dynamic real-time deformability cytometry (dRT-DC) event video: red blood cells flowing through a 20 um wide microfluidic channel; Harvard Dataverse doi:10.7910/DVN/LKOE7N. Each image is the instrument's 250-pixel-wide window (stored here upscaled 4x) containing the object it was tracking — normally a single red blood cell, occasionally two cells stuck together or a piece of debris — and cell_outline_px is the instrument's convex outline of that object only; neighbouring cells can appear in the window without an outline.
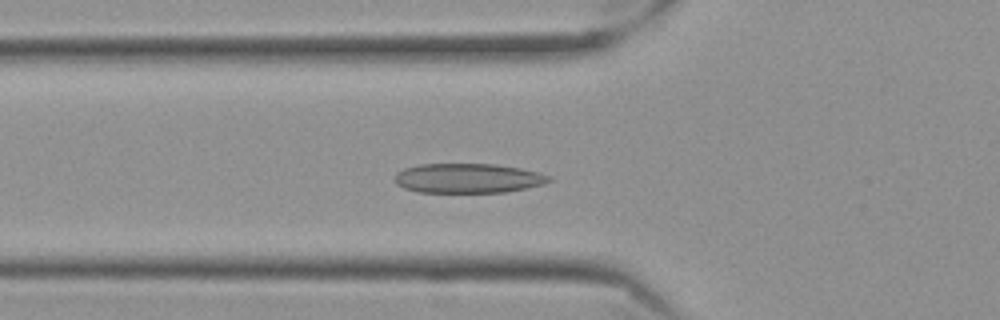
{"species": "Egyptian fruit bat (a non-hibernating species)", "species_latin": "Rousettus aegyptiacus", "temperature_condition": "cold", "stored_images_in_passage": 58, "camera_frame_rate_fps": 3000, "um_per_image_px": 0.085, "frame": {"image": 1, "passage_image": 21, "time_ms": 6.667, "image_size_px": [1000, 320], "cell_outline_px": [[552, 180], [544, 184], [504, 192], [416, 192], [404, 188], [396, 184], [392, 180], [396, 172], [404, 168], [420, 164], [496, 164], [520, 168], [540, 172], [548, 176]], "centroid_in_image_um": [39.72, 15.14], "position_along_channel_um": 86.1, "area_um2": 26.7}}
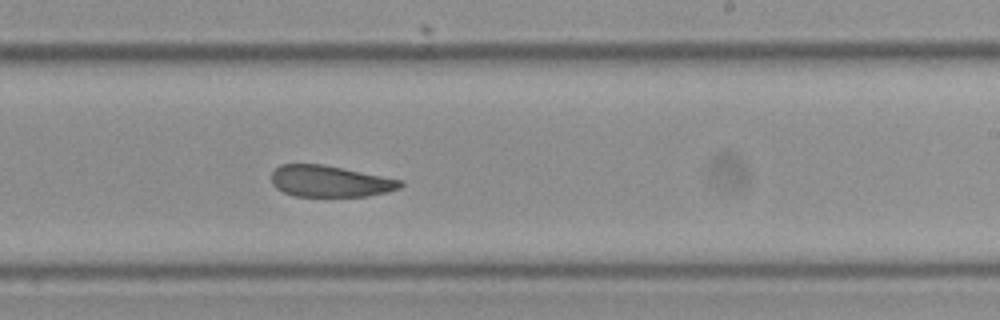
{"frame": {"image": 2, "passage_image": 36, "time_ms": 11.667, "image_size_px": [1000, 320], "cell_outline_px": [[404, 184], [400, 188], [388, 192], [368, 196], [292, 196], [276, 188], [272, 184], [272, 172], [280, 164], [324, 164], [404, 180]], "centroid_in_image_um": [28.08, 15.4], "position_along_channel_um": 260.9, "area_um2": 23.81}}
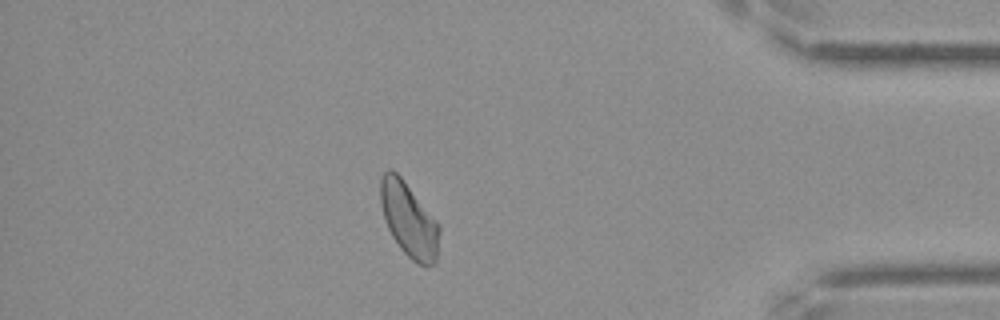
{"frame": {"image": 3, "passage_image": 51, "time_ms": 16.667, "image_size_px": [1000, 320], "cell_outline_px": [[440, 232], [436, 260], [432, 264], [424, 268], [416, 264], [400, 248], [392, 236], [388, 228], [380, 204], [380, 176], [388, 168], [392, 168], [400, 176], [440, 224]], "centroid_in_image_um": [34.76, 18.68], "position_along_channel_um": 400.4, "area_um2": 25.66}, "authors_computed_cell_mechanics": {"area_um2": 25.6632, "velocity_mm_per_s": 3.481, "shape_relaxation_time_tau1_ms": 6.7394, "shape_relaxation_time_tau2_ms": 2.4406, "deformation_change_tau1": 0.1328, "deformation_change_tau2": 0.0856}}